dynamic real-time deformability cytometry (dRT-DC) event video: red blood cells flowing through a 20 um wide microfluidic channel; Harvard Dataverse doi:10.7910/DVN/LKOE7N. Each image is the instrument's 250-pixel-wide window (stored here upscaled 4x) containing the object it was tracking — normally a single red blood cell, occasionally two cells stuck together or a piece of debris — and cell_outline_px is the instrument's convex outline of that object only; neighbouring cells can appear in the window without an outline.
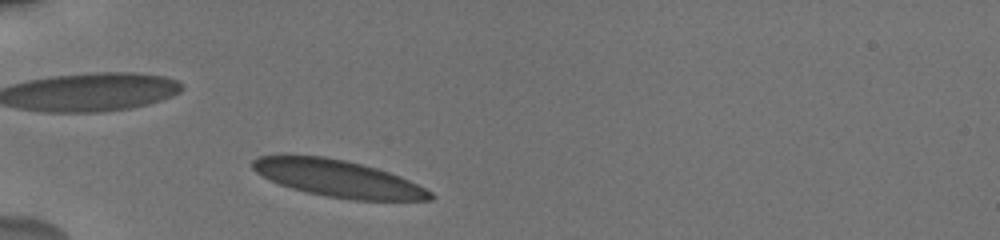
{"species": "human", "species_latin": "Homo sapiens", "temperature_condition": "cold", "stored_images_in_passage": 36, "camera_frame_rate_fps": 3000, "um_per_image_px": 0.085, "donor": {"sex": "male"}, "frame": {"image": 1, "passage_image": 3, "time_ms": 0.333, "image_size_px": [1000, 240], "cell_outline_px": [[436, 196], [432, 200], [352, 200], [328, 196], [308, 192], [292, 188], [280, 184], [256, 172], [252, 168], [252, 160], [260, 156], [280, 152], [288, 152], [324, 156], [344, 160], [376, 168], [400, 176], [432, 192]], "centroid_in_image_um": [28.66, 15.13], "position_along_channel_um": 56.3, "area_um2": 38.61}}
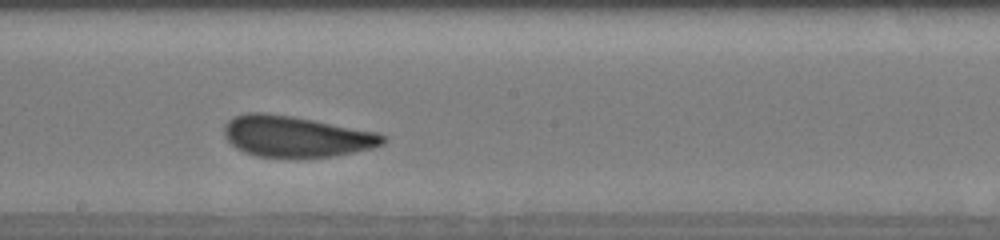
{"frame": {"image": 2, "passage_image": 14, "time_ms": 5.333, "image_size_px": [1000, 240], "cell_outline_px": [[388, 140], [384, 144], [372, 148], [332, 156], [256, 156], [244, 152], [236, 148], [224, 136], [224, 124], [232, 116], [248, 112], [264, 112], [292, 116], [376, 132], [388, 136]], "centroid_in_image_um": [25.14, 11.57], "position_along_channel_um": 223.1, "area_um2": 37.69}}
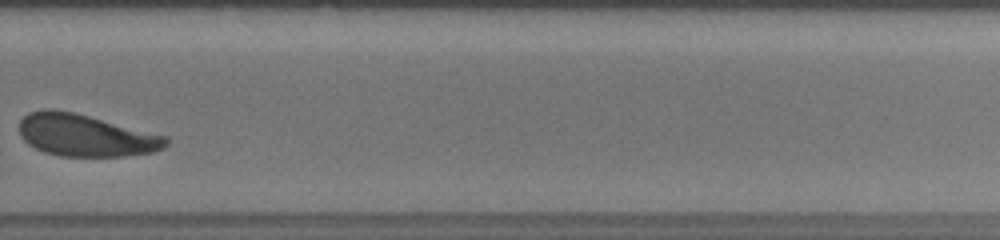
{"frame": {"image": 3, "passage_image": 20, "time_ms": 8.0, "image_size_px": [1000, 240], "cell_outline_px": [[168, 144], [164, 148], [152, 152], [124, 156], [60, 156], [44, 152], [28, 144], [20, 136], [20, 120], [28, 112], [44, 108], [52, 108], [76, 112], [168, 136]], "centroid_in_image_um": [7.27, 11.48], "position_along_channel_um": 322.5, "area_um2": 36.36}, "authors_computed_cell_mechanics": {"area_um2": 36.8186, "velocity_mm_per_s": 3.7403, "shape_relaxation_time_tau1_ms": 3.6901, "shape_relaxation_time_tau2_ms": null, "deformation_change_tau1": 0.1074, "deformation_change_tau2": null}}